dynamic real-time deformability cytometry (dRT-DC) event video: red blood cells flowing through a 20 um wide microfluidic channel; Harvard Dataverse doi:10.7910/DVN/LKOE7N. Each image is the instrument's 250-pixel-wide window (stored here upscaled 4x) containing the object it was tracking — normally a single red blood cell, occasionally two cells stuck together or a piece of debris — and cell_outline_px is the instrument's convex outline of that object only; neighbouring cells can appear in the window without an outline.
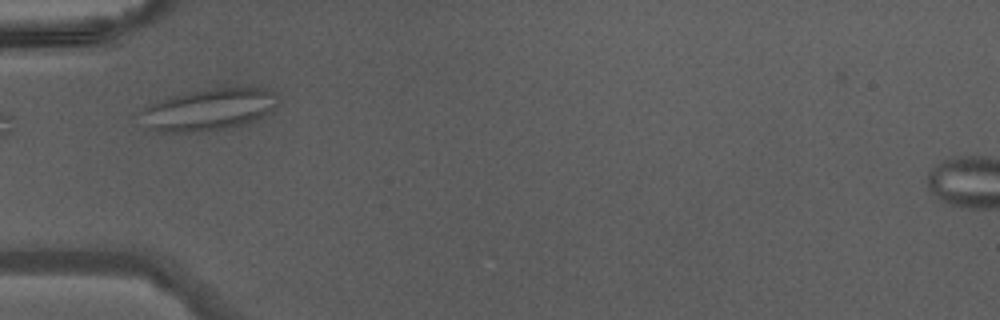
{"species": "Egyptian fruit bat (a non-hibernating species)", "species_latin": "Rousettus aegyptiacus", "temperature_condition": "warm", "stored_images_in_passage": 4, "camera_frame_rate_fps": 3000, "um_per_image_px": 0.085, "animal": {"sex": "male"}, "frame": {"image": 1, "passage_image": 1, "time_ms": 0.0, "image_size_px": [1000, 320], "cell_outline_px": [[276, 104], [272, 112], [256, 120], [224, 128], [196, 132], [156, 132], [148, 128], [140, 112], [144, 108], [152, 104], [176, 96], [192, 92], [216, 88], [264, 88], [272, 92], [276, 96]], "centroid_in_image_um": [17.77, 9.33], "position_along_channel_um": 67.2, "area_um2": 32.54}}